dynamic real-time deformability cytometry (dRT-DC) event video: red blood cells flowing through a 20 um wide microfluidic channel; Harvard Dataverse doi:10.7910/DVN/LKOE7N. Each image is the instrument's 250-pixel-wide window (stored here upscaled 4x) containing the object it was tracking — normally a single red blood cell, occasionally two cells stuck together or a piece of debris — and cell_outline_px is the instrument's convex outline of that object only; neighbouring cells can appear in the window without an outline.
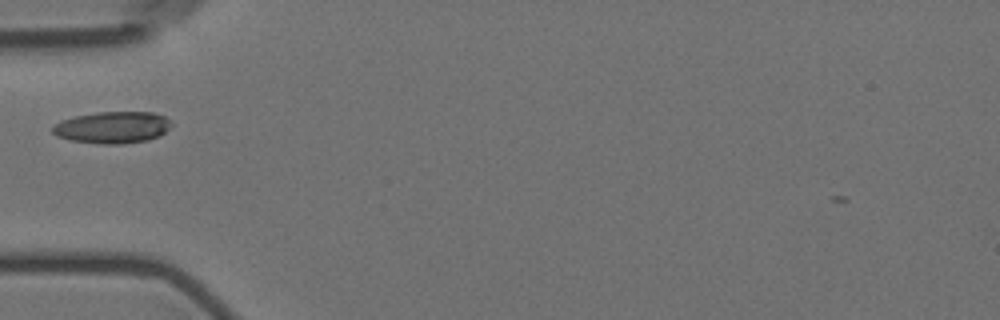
{"species": "Egyptian fruit bat (a non-hibernating species)", "species_latin": "Rousettus aegyptiacus", "temperature_condition": "room temperature", "stored_images_in_passage": 1, "camera_frame_rate_fps": 3000, "um_per_image_px": 0.085, "animal": {"sex": "female"}, "frame": {"image": 1, "passage_image": 1, "time_ms": 0.0, "image_size_px": [1000, 320], "cell_outline_px": [[172, 124], [160, 136], [148, 140], [120, 144], [100, 144], [68, 140], [56, 136], [52, 132], [52, 128], [60, 120], [76, 116], [96, 112], [152, 112], [164, 116], [172, 120]], "centroid_in_image_um": [9.56, 10.83], "position_along_channel_um": 75.4, "area_um2": 22.14}}